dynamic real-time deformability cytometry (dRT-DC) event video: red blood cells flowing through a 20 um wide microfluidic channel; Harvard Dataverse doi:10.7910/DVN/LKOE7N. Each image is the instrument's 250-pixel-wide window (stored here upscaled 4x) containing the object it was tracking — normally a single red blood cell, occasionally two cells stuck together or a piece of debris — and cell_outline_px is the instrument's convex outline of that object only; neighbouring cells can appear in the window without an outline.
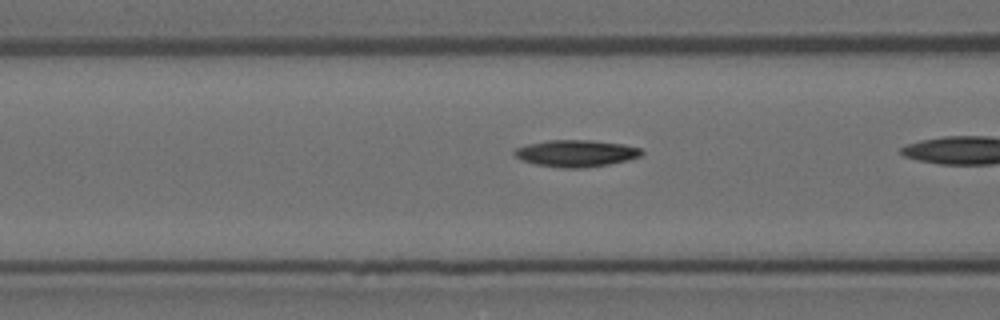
{"species": "Egyptian fruit bat (a non-hibernating species)", "species_latin": "Rousettus aegyptiacus", "temperature_condition": "room temperature", "stored_images_in_passage": 31, "camera_frame_rate_fps": 3000, "um_per_image_px": 0.085, "animal": {"sex": "female"}, "frame": {"image": 1, "passage_image": 9, "time_ms": 2.667, "image_size_px": [1000, 320], "cell_outline_px": [[644, 152], [640, 156], [628, 160], [588, 168], [560, 168], [536, 164], [520, 160], [512, 152], [516, 148], [528, 144], [548, 140], [592, 140], [624, 144], [640, 148]], "centroid_in_image_um": [48.96, 13.03], "position_along_channel_um": 117.6, "area_um2": 20.0}}
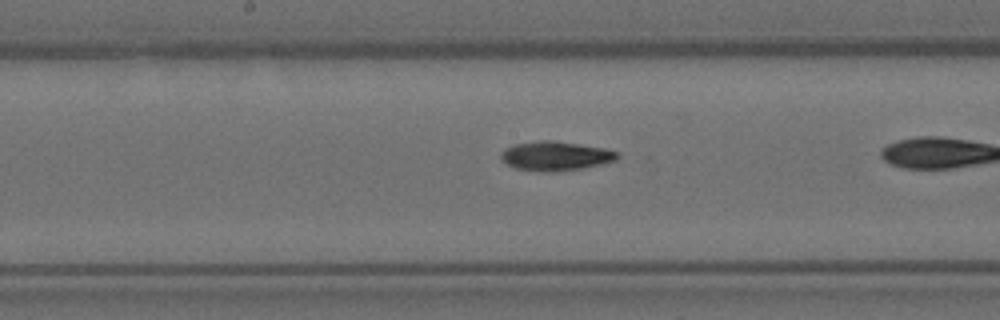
{"frame": {"image": 2, "passage_image": 16, "time_ms": 5.0, "image_size_px": [1000, 320], "cell_outline_px": [[620, 156], [616, 160], [584, 168], [556, 172], [544, 172], [516, 168], [508, 164], [500, 156], [500, 152], [504, 148], [512, 144], [540, 140], [552, 140], [604, 148], [620, 152]], "centroid_in_image_um": [47.22, 13.25], "position_along_channel_um": 201.0, "area_um2": 19.94}}
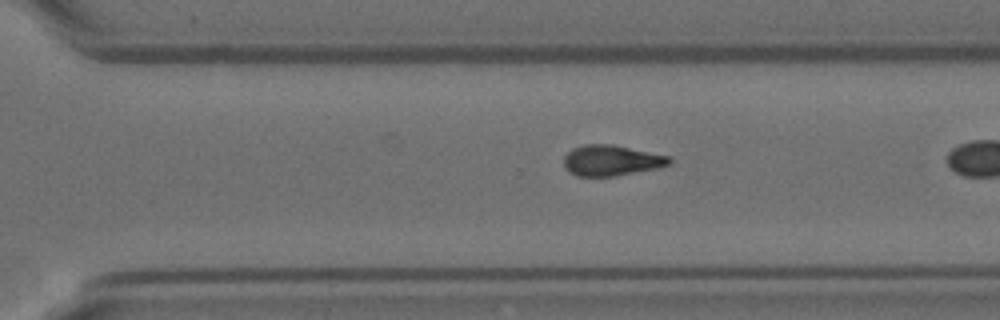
{"frame": {"image": 3, "passage_image": 26, "time_ms": 8.333, "image_size_px": [1000, 320], "cell_outline_px": [[672, 160], [668, 164], [656, 168], [616, 176], [576, 176], [568, 172], [564, 168], [564, 156], [572, 148], [584, 144], [612, 144], [668, 156]], "centroid_in_image_um": [51.9, 13.64], "position_along_channel_um": 318.7, "area_um2": 18.79}}